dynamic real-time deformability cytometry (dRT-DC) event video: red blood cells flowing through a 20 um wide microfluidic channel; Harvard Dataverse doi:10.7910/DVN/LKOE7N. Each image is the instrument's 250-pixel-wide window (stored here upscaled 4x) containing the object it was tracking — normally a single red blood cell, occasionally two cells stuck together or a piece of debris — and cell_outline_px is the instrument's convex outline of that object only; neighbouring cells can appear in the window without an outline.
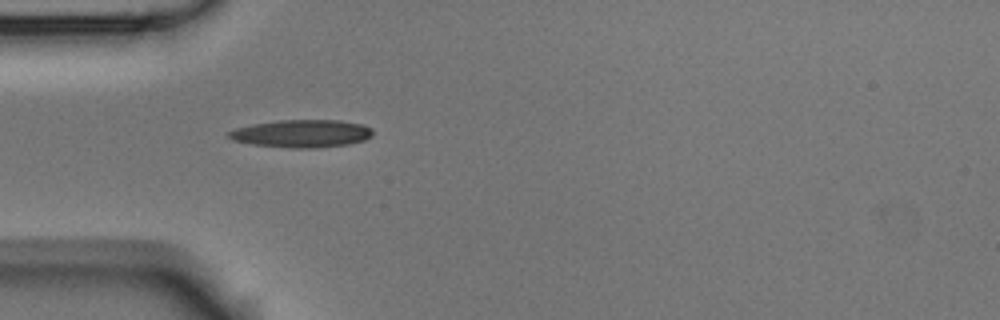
{"species": "Egyptian fruit bat (a non-hibernating species)", "species_latin": "Rousettus aegyptiacus", "temperature_condition": "room temperature", "stored_images_in_passage": 1, "camera_frame_rate_fps": 3000, "um_per_image_px": 0.085, "animal": {"sex": "male"}, "frame": {"image": 1, "passage_image": 1, "time_ms": 0.0, "image_size_px": [1000, 320], "cell_outline_px": [[372, 136], [364, 140], [348, 144], [316, 148], [292, 148], [252, 144], [232, 140], [228, 136], [228, 132], [236, 128], [252, 124], [280, 120], [340, 120], [364, 124], [372, 128]], "centroid_in_image_um": [25.67, 11.35], "position_along_channel_um": 59.3, "area_um2": 23.29}}